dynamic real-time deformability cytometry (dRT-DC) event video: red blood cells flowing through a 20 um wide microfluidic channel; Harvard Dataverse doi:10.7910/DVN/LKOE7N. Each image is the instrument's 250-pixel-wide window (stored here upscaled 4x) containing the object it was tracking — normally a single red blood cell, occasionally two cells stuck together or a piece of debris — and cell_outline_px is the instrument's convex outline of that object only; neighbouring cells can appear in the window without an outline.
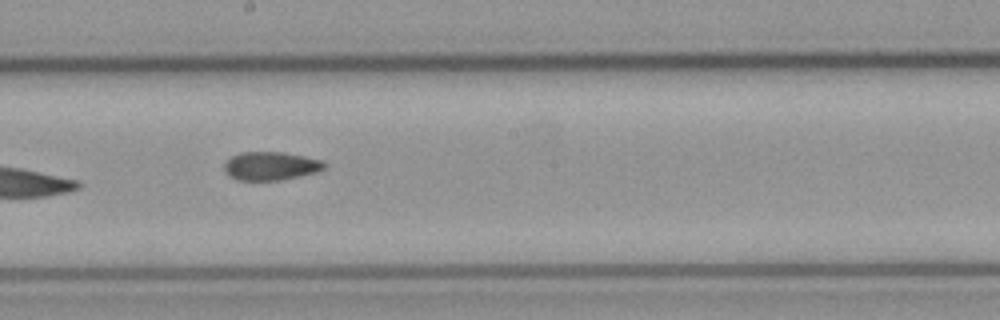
{"species": "common noctule bat (a hibernating species)", "species_latin": "Nyctalus noctula", "temperature_condition": "cold", "stored_images_in_passage": 9, "camera_frame_rate_fps": 3000, "um_per_image_px": 0.085, "animal": {"sex": "male", "body_mass_g": 23.1, "forearm_length_mm": 52.7}, "frame": {"image": 1, "passage_image": 6, "time_ms": 6.0, "image_size_px": [1000, 320], "cell_outline_px": [[328, 164], [324, 168], [316, 172], [280, 180], [236, 180], [228, 176], [224, 172], [224, 164], [232, 156], [240, 152], [280, 152], [304, 156], [324, 160]], "centroid_in_image_um": [23.01, 14.11], "position_along_channel_um": 225.2, "area_um2": 16.65}}
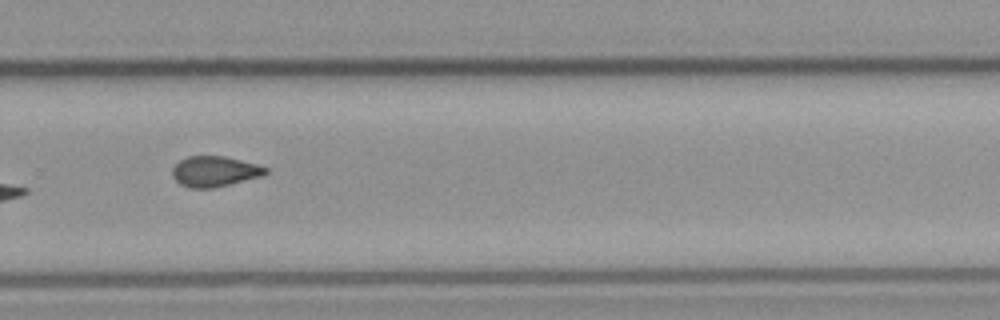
{"frame": {"image": 2, "passage_image": 8, "time_ms": 8.333, "image_size_px": [1000, 320], "cell_outline_px": [[268, 172], [264, 176], [212, 188], [192, 188], [180, 184], [172, 176], [172, 168], [180, 160], [188, 156], [224, 156], [256, 164], [268, 168]], "centroid_in_image_um": [18.25, 14.57], "position_along_channel_um": 311.5, "area_um2": 16.53}}
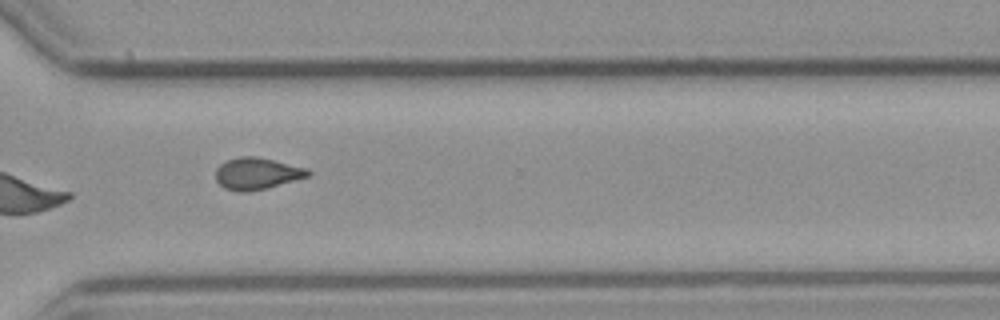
{"frame": {"image": 3, "passage_image": 9, "time_ms": 9.333, "image_size_px": [1000, 320], "cell_outline_px": [[312, 172], [308, 176], [268, 188], [248, 192], [236, 192], [224, 188], [216, 180], [216, 168], [220, 164], [228, 160], [240, 156], [256, 156], [308, 168]], "centroid_in_image_um": [21.83, 14.76], "position_along_channel_um": 348.8, "area_um2": 17.17}}